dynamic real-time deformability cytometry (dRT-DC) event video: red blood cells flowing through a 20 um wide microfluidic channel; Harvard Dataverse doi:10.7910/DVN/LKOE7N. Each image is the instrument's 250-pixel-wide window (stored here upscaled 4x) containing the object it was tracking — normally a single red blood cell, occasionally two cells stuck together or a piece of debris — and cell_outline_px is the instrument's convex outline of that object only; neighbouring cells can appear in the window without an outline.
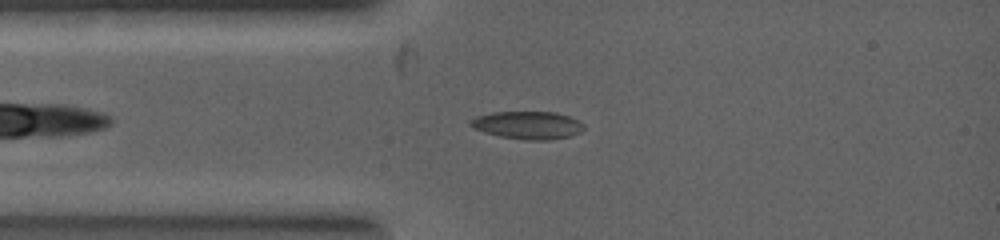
{"species": "common noctule bat (a hibernating species)", "species_latin": "Nyctalus noctula", "temperature_condition": "warm", "stored_images_in_passage": 6, "camera_frame_rate_fps": 5000, "um_per_image_px": 0.085, "animal": {"sex": "female", "body_mass_g": 19.0, "forearm_length_mm": 53.3}, "frame": {"image": 1, "passage_image": 2, "time_ms": 0.4, "image_size_px": [1000, 240], "cell_outline_px": [[584, 128], [580, 132], [572, 136], [548, 140], [524, 140], [500, 136], [484, 132], [472, 128], [468, 124], [468, 120], [476, 116], [492, 112], [556, 112], [580, 120], [584, 124]], "centroid_in_image_um": [44.84, 10.64], "position_along_channel_um": 40.2, "area_um2": 18.61}}